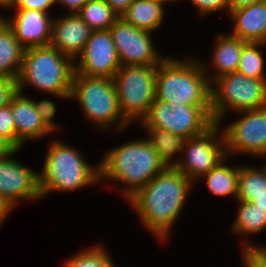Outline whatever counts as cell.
Wrapping results in <instances>:
<instances>
[{"label": "cell", "instance_id": "14", "mask_svg": "<svg viewBox=\"0 0 266 267\" xmlns=\"http://www.w3.org/2000/svg\"><path fill=\"white\" fill-rule=\"evenodd\" d=\"M121 64L109 30L92 31L82 52L74 60V73L113 78Z\"/></svg>", "mask_w": 266, "mask_h": 267}, {"label": "cell", "instance_id": "32", "mask_svg": "<svg viewBox=\"0 0 266 267\" xmlns=\"http://www.w3.org/2000/svg\"><path fill=\"white\" fill-rule=\"evenodd\" d=\"M55 4L56 0H13L11 9H35L51 13L50 8Z\"/></svg>", "mask_w": 266, "mask_h": 267}, {"label": "cell", "instance_id": "34", "mask_svg": "<svg viewBox=\"0 0 266 267\" xmlns=\"http://www.w3.org/2000/svg\"><path fill=\"white\" fill-rule=\"evenodd\" d=\"M121 17L135 0H104Z\"/></svg>", "mask_w": 266, "mask_h": 267}, {"label": "cell", "instance_id": "41", "mask_svg": "<svg viewBox=\"0 0 266 267\" xmlns=\"http://www.w3.org/2000/svg\"><path fill=\"white\" fill-rule=\"evenodd\" d=\"M254 205L260 207L261 209H266V194H262L261 196L253 197Z\"/></svg>", "mask_w": 266, "mask_h": 267}, {"label": "cell", "instance_id": "12", "mask_svg": "<svg viewBox=\"0 0 266 267\" xmlns=\"http://www.w3.org/2000/svg\"><path fill=\"white\" fill-rule=\"evenodd\" d=\"M121 66L159 65L166 57L154 45L152 32L119 17L109 29Z\"/></svg>", "mask_w": 266, "mask_h": 267}, {"label": "cell", "instance_id": "10", "mask_svg": "<svg viewBox=\"0 0 266 267\" xmlns=\"http://www.w3.org/2000/svg\"><path fill=\"white\" fill-rule=\"evenodd\" d=\"M227 157L225 137L219 123L203 134L185 139L179 163L175 167L193 183Z\"/></svg>", "mask_w": 266, "mask_h": 267}, {"label": "cell", "instance_id": "5", "mask_svg": "<svg viewBox=\"0 0 266 267\" xmlns=\"http://www.w3.org/2000/svg\"><path fill=\"white\" fill-rule=\"evenodd\" d=\"M74 60L48 46L26 48L17 80L18 91L33 87L47 96L70 101Z\"/></svg>", "mask_w": 266, "mask_h": 267}, {"label": "cell", "instance_id": "36", "mask_svg": "<svg viewBox=\"0 0 266 267\" xmlns=\"http://www.w3.org/2000/svg\"><path fill=\"white\" fill-rule=\"evenodd\" d=\"M242 264L245 267H265L248 249H241Z\"/></svg>", "mask_w": 266, "mask_h": 267}, {"label": "cell", "instance_id": "35", "mask_svg": "<svg viewBox=\"0 0 266 267\" xmlns=\"http://www.w3.org/2000/svg\"><path fill=\"white\" fill-rule=\"evenodd\" d=\"M89 0H56L57 5L68 9L67 13H77Z\"/></svg>", "mask_w": 266, "mask_h": 267}, {"label": "cell", "instance_id": "37", "mask_svg": "<svg viewBox=\"0 0 266 267\" xmlns=\"http://www.w3.org/2000/svg\"><path fill=\"white\" fill-rule=\"evenodd\" d=\"M254 242L247 249L266 267V245ZM259 244V245H258Z\"/></svg>", "mask_w": 266, "mask_h": 267}, {"label": "cell", "instance_id": "30", "mask_svg": "<svg viewBox=\"0 0 266 267\" xmlns=\"http://www.w3.org/2000/svg\"><path fill=\"white\" fill-rule=\"evenodd\" d=\"M190 1L196 8L199 17L201 18L202 16V19H204V16L211 15L215 12H224L227 15H229L230 12V0H189V2Z\"/></svg>", "mask_w": 266, "mask_h": 267}, {"label": "cell", "instance_id": "13", "mask_svg": "<svg viewBox=\"0 0 266 267\" xmlns=\"http://www.w3.org/2000/svg\"><path fill=\"white\" fill-rule=\"evenodd\" d=\"M21 150L16 149L8 157L0 159V198L12 211L21 200L38 202L43 198L39 186V172L13 157Z\"/></svg>", "mask_w": 266, "mask_h": 267}, {"label": "cell", "instance_id": "26", "mask_svg": "<svg viewBox=\"0 0 266 267\" xmlns=\"http://www.w3.org/2000/svg\"><path fill=\"white\" fill-rule=\"evenodd\" d=\"M77 14L93 31L109 30L119 18L104 0H89Z\"/></svg>", "mask_w": 266, "mask_h": 267}, {"label": "cell", "instance_id": "27", "mask_svg": "<svg viewBox=\"0 0 266 267\" xmlns=\"http://www.w3.org/2000/svg\"><path fill=\"white\" fill-rule=\"evenodd\" d=\"M85 247L63 261V267H116L103 244Z\"/></svg>", "mask_w": 266, "mask_h": 267}, {"label": "cell", "instance_id": "7", "mask_svg": "<svg viewBox=\"0 0 266 267\" xmlns=\"http://www.w3.org/2000/svg\"><path fill=\"white\" fill-rule=\"evenodd\" d=\"M266 107V79L249 78L233 72L211 84V110L214 123L221 124L229 113ZM232 111V113H231Z\"/></svg>", "mask_w": 266, "mask_h": 267}, {"label": "cell", "instance_id": "24", "mask_svg": "<svg viewBox=\"0 0 266 267\" xmlns=\"http://www.w3.org/2000/svg\"><path fill=\"white\" fill-rule=\"evenodd\" d=\"M142 128L146 131V139L158 153L161 162L166 167H176L182 155L185 139L155 127Z\"/></svg>", "mask_w": 266, "mask_h": 267}, {"label": "cell", "instance_id": "11", "mask_svg": "<svg viewBox=\"0 0 266 267\" xmlns=\"http://www.w3.org/2000/svg\"><path fill=\"white\" fill-rule=\"evenodd\" d=\"M238 119L221 126L229 157L238 155L260 159L266 155V107L236 112ZM259 157V158H258Z\"/></svg>", "mask_w": 266, "mask_h": 267}, {"label": "cell", "instance_id": "2", "mask_svg": "<svg viewBox=\"0 0 266 267\" xmlns=\"http://www.w3.org/2000/svg\"><path fill=\"white\" fill-rule=\"evenodd\" d=\"M100 184L120 183V193L126 201L166 166L145 137L114 146L99 160ZM109 180V181H108Z\"/></svg>", "mask_w": 266, "mask_h": 267}, {"label": "cell", "instance_id": "38", "mask_svg": "<svg viewBox=\"0 0 266 267\" xmlns=\"http://www.w3.org/2000/svg\"><path fill=\"white\" fill-rule=\"evenodd\" d=\"M16 148L4 137L0 136V159L8 157Z\"/></svg>", "mask_w": 266, "mask_h": 267}, {"label": "cell", "instance_id": "17", "mask_svg": "<svg viewBox=\"0 0 266 267\" xmlns=\"http://www.w3.org/2000/svg\"><path fill=\"white\" fill-rule=\"evenodd\" d=\"M11 110L16 129V149L24 148L27 141L53 134L43 123L29 94L18 91L11 99Z\"/></svg>", "mask_w": 266, "mask_h": 267}, {"label": "cell", "instance_id": "28", "mask_svg": "<svg viewBox=\"0 0 266 267\" xmlns=\"http://www.w3.org/2000/svg\"><path fill=\"white\" fill-rule=\"evenodd\" d=\"M265 46L266 43L248 42L241 53L237 72L249 78L266 79V59L261 50Z\"/></svg>", "mask_w": 266, "mask_h": 267}, {"label": "cell", "instance_id": "19", "mask_svg": "<svg viewBox=\"0 0 266 267\" xmlns=\"http://www.w3.org/2000/svg\"><path fill=\"white\" fill-rule=\"evenodd\" d=\"M228 17L233 23L229 34L246 42L266 43V0L232 10Z\"/></svg>", "mask_w": 266, "mask_h": 267}, {"label": "cell", "instance_id": "40", "mask_svg": "<svg viewBox=\"0 0 266 267\" xmlns=\"http://www.w3.org/2000/svg\"><path fill=\"white\" fill-rule=\"evenodd\" d=\"M12 210L8 205L0 198V229L3 226L5 220L10 216Z\"/></svg>", "mask_w": 266, "mask_h": 267}, {"label": "cell", "instance_id": "44", "mask_svg": "<svg viewBox=\"0 0 266 267\" xmlns=\"http://www.w3.org/2000/svg\"><path fill=\"white\" fill-rule=\"evenodd\" d=\"M262 158H265V159H266V155H265V156H262L261 159H262ZM264 162H265V163H264L265 165H264V164H262V165H263V167L266 169V161H264Z\"/></svg>", "mask_w": 266, "mask_h": 267}, {"label": "cell", "instance_id": "4", "mask_svg": "<svg viewBox=\"0 0 266 267\" xmlns=\"http://www.w3.org/2000/svg\"><path fill=\"white\" fill-rule=\"evenodd\" d=\"M155 99L189 106H211V83L201 60L168 56L158 65Z\"/></svg>", "mask_w": 266, "mask_h": 267}, {"label": "cell", "instance_id": "31", "mask_svg": "<svg viewBox=\"0 0 266 267\" xmlns=\"http://www.w3.org/2000/svg\"><path fill=\"white\" fill-rule=\"evenodd\" d=\"M0 136L7 139L16 148V129L11 102L9 105L0 108Z\"/></svg>", "mask_w": 266, "mask_h": 267}, {"label": "cell", "instance_id": "25", "mask_svg": "<svg viewBox=\"0 0 266 267\" xmlns=\"http://www.w3.org/2000/svg\"><path fill=\"white\" fill-rule=\"evenodd\" d=\"M266 194V169L239 165L238 193L236 201L253 202V197Z\"/></svg>", "mask_w": 266, "mask_h": 267}, {"label": "cell", "instance_id": "29", "mask_svg": "<svg viewBox=\"0 0 266 267\" xmlns=\"http://www.w3.org/2000/svg\"><path fill=\"white\" fill-rule=\"evenodd\" d=\"M33 102L37 113L40 115L45 126L53 133V135L57 133L58 130L62 128L59 126L60 124H58L57 121H54V117L58 109L57 103L51 99H41L39 101L33 99Z\"/></svg>", "mask_w": 266, "mask_h": 267}, {"label": "cell", "instance_id": "8", "mask_svg": "<svg viewBox=\"0 0 266 267\" xmlns=\"http://www.w3.org/2000/svg\"><path fill=\"white\" fill-rule=\"evenodd\" d=\"M157 67L124 65L113 77L120 112L131 126L141 122L155 100Z\"/></svg>", "mask_w": 266, "mask_h": 267}, {"label": "cell", "instance_id": "15", "mask_svg": "<svg viewBox=\"0 0 266 267\" xmlns=\"http://www.w3.org/2000/svg\"><path fill=\"white\" fill-rule=\"evenodd\" d=\"M10 10H13L12 16L6 18L2 15V17L25 49L50 44L54 16L35 9Z\"/></svg>", "mask_w": 266, "mask_h": 267}, {"label": "cell", "instance_id": "22", "mask_svg": "<svg viewBox=\"0 0 266 267\" xmlns=\"http://www.w3.org/2000/svg\"><path fill=\"white\" fill-rule=\"evenodd\" d=\"M165 4L162 0H135L121 18L136 28L154 34L166 20Z\"/></svg>", "mask_w": 266, "mask_h": 267}, {"label": "cell", "instance_id": "21", "mask_svg": "<svg viewBox=\"0 0 266 267\" xmlns=\"http://www.w3.org/2000/svg\"><path fill=\"white\" fill-rule=\"evenodd\" d=\"M25 48L4 19L0 21V77L18 80Z\"/></svg>", "mask_w": 266, "mask_h": 267}, {"label": "cell", "instance_id": "33", "mask_svg": "<svg viewBox=\"0 0 266 267\" xmlns=\"http://www.w3.org/2000/svg\"><path fill=\"white\" fill-rule=\"evenodd\" d=\"M18 92L17 80L0 77V108L10 104L12 97Z\"/></svg>", "mask_w": 266, "mask_h": 267}, {"label": "cell", "instance_id": "9", "mask_svg": "<svg viewBox=\"0 0 266 267\" xmlns=\"http://www.w3.org/2000/svg\"><path fill=\"white\" fill-rule=\"evenodd\" d=\"M141 127H155L184 139L203 134L213 124L211 106H189L155 99Z\"/></svg>", "mask_w": 266, "mask_h": 267}, {"label": "cell", "instance_id": "23", "mask_svg": "<svg viewBox=\"0 0 266 267\" xmlns=\"http://www.w3.org/2000/svg\"><path fill=\"white\" fill-rule=\"evenodd\" d=\"M227 156L216 167L212 168L207 174L199 180H204L209 193L214 196L227 197L232 196L236 201L238 193L239 164H226L229 160Z\"/></svg>", "mask_w": 266, "mask_h": 267}, {"label": "cell", "instance_id": "18", "mask_svg": "<svg viewBox=\"0 0 266 267\" xmlns=\"http://www.w3.org/2000/svg\"><path fill=\"white\" fill-rule=\"evenodd\" d=\"M214 41L210 60L208 62L201 61L211 84L217 78L237 71L241 53L248 43L229 33L217 34Z\"/></svg>", "mask_w": 266, "mask_h": 267}, {"label": "cell", "instance_id": "42", "mask_svg": "<svg viewBox=\"0 0 266 267\" xmlns=\"http://www.w3.org/2000/svg\"><path fill=\"white\" fill-rule=\"evenodd\" d=\"M13 0H0V9L5 8L7 11L11 9Z\"/></svg>", "mask_w": 266, "mask_h": 267}, {"label": "cell", "instance_id": "1", "mask_svg": "<svg viewBox=\"0 0 266 267\" xmlns=\"http://www.w3.org/2000/svg\"><path fill=\"white\" fill-rule=\"evenodd\" d=\"M194 183L175 167H166L127 200L143 228L166 243ZM166 241V242H165Z\"/></svg>", "mask_w": 266, "mask_h": 267}, {"label": "cell", "instance_id": "43", "mask_svg": "<svg viewBox=\"0 0 266 267\" xmlns=\"http://www.w3.org/2000/svg\"><path fill=\"white\" fill-rule=\"evenodd\" d=\"M162 1H164L165 3H167V2H173V3H175V1L177 2V1H183V0H162Z\"/></svg>", "mask_w": 266, "mask_h": 267}, {"label": "cell", "instance_id": "3", "mask_svg": "<svg viewBox=\"0 0 266 267\" xmlns=\"http://www.w3.org/2000/svg\"><path fill=\"white\" fill-rule=\"evenodd\" d=\"M70 145L59 138L50 139L43 167L39 172L43 199L55 192L68 194L100 184L99 163L90 165L82 152Z\"/></svg>", "mask_w": 266, "mask_h": 267}, {"label": "cell", "instance_id": "39", "mask_svg": "<svg viewBox=\"0 0 266 267\" xmlns=\"http://www.w3.org/2000/svg\"><path fill=\"white\" fill-rule=\"evenodd\" d=\"M263 0H230V11L260 2Z\"/></svg>", "mask_w": 266, "mask_h": 267}, {"label": "cell", "instance_id": "16", "mask_svg": "<svg viewBox=\"0 0 266 267\" xmlns=\"http://www.w3.org/2000/svg\"><path fill=\"white\" fill-rule=\"evenodd\" d=\"M92 29L77 13L54 16L50 46L75 60L89 40Z\"/></svg>", "mask_w": 266, "mask_h": 267}, {"label": "cell", "instance_id": "20", "mask_svg": "<svg viewBox=\"0 0 266 267\" xmlns=\"http://www.w3.org/2000/svg\"><path fill=\"white\" fill-rule=\"evenodd\" d=\"M236 204L237 211L235 212L237 214H235L236 216L229 232L237 237L243 236L245 240L241 239L242 243L240 244L242 245L240 247L241 249H247L254 243L248 236L256 237V235L266 231V209H261L252 202L247 201H236Z\"/></svg>", "mask_w": 266, "mask_h": 267}, {"label": "cell", "instance_id": "6", "mask_svg": "<svg viewBox=\"0 0 266 267\" xmlns=\"http://www.w3.org/2000/svg\"><path fill=\"white\" fill-rule=\"evenodd\" d=\"M71 100L79 103L84 119L103 133L126 131L131 125L120 112L113 78L74 73Z\"/></svg>", "mask_w": 266, "mask_h": 267}]
</instances>
